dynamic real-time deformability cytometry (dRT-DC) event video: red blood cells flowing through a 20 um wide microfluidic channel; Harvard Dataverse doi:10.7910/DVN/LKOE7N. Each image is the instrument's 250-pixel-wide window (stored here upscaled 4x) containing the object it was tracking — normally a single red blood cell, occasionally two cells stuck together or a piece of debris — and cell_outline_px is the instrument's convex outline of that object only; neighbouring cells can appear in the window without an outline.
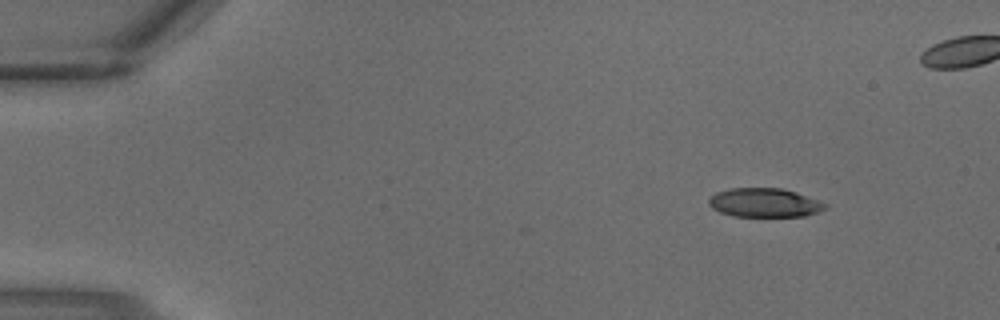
{"species": "common noctule bat (a hibernating species)", "species_latin": "Nyctalus noctula", "temperature_condition": "warm", "stored_images_in_passage": 4, "camera_frame_rate_fps": 3000, "um_per_image_px": 0.085, "animal": {"sex": "male", "body_mass_g": 18.8}, "frame": {"image": 1, "passage_image": 1, "time_ms": 0.0, "image_size_px": [1000, 320], "cell_outline_px": [[828, 208], [804, 216], [732, 216], [720, 212], [712, 208], [708, 204], [708, 200], [716, 192], [728, 188], [780, 188], [796, 192], [828, 204]], "centroid_in_image_um": [64.96, 17.22], "position_along_channel_um": 20.0, "area_um2": 19.59}}
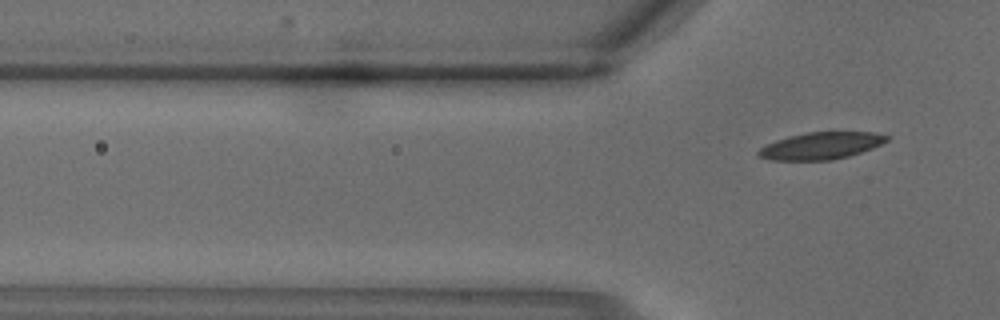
{"frame": {"image": 2, "passage_image": 4, "time_ms": 1.0, "image_size_px": [1000, 320], "cell_outline_px": [[892, 136], [888, 140], [872, 148], [848, 156], [832, 160], [772, 160], [756, 156], [756, 152], [760, 148], [776, 140], [788, 136], [808, 132], [876, 132]], "centroid_in_image_um": [69.79, 12.38], "position_along_channel_um": 56.0, "area_um2": 20.23}}